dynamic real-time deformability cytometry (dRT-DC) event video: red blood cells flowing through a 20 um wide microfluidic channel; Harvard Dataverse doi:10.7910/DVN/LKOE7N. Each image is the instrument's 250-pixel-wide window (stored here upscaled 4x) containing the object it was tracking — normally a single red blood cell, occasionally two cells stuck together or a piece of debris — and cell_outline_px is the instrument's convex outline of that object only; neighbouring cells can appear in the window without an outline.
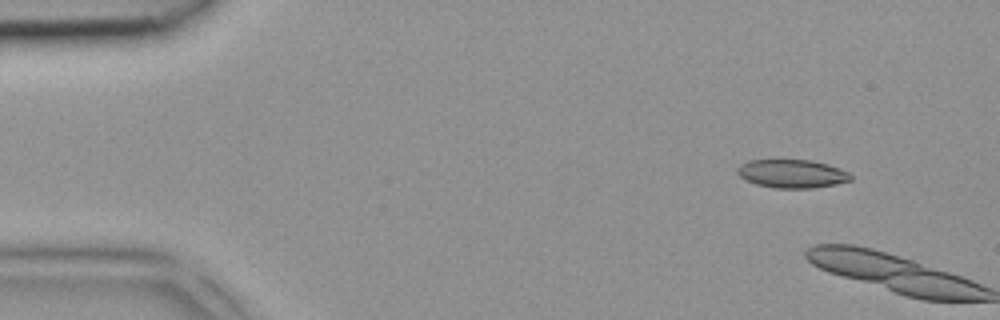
{"species": "common noctule bat (a hibernating species)", "species_latin": "Nyctalus noctula", "temperature_condition": "room temperature", "stored_images_in_passage": 2, "segment_of_instrument_passage": [2, 2], "camera_frame_rate_fps": 3000, "um_per_image_px": 0.085, "animal": {"sex": "female", "body_mass_g": 18.4}, "frame": {"image": 1, "passage_image": 2, "time_ms": 0.333, "image_size_px": [1000, 320], "cell_outline_px": [[852, 180], [836, 184], [812, 188], [776, 188], [756, 184], [740, 176], [736, 172], [736, 168], [740, 164], [748, 160], [812, 160], [828, 164], [840, 168], [848, 172], [852, 176]], "centroid_in_image_um": [67.33, 14.76], "position_along_channel_um": 17.7, "area_um2": 18.79}}